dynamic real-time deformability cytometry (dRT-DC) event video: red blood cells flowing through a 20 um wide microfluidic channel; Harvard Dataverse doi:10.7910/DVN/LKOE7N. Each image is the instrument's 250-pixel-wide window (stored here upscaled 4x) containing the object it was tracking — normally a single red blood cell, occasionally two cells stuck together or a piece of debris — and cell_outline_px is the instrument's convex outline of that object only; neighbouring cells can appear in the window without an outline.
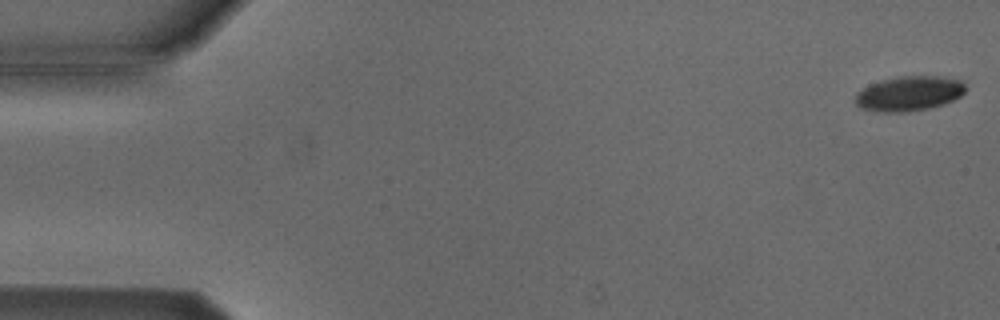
{"species": "Egyptian fruit bat (a non-hibernating species)", "species_latin": "Rousettus aegyptiacus", "temperature_condition": "cold", "stored_images_in_passage": 54, "camera_frame_rate_fps": 3000, "um_per_image_px": 0.085, "animal": {"sex": "male"}, "frame": {"image": 1, "passage_image": 1, "time_ms": 0.0, "image_size_px": [1000, 320], "cell_outline_px": [[964, 92], [960, 96], [944, 104], [928, 108], [904, 112], [880, 112], [860, 108], [856, 104], [856, 96], [864, 88], [880, 80], [900, 76], [940, 76], [960, 80], [964, 84]], "centroid_in_image_um": [77.28, 7.95], "position_along_channel_um": 7.7, "area_um2": 22.08}}
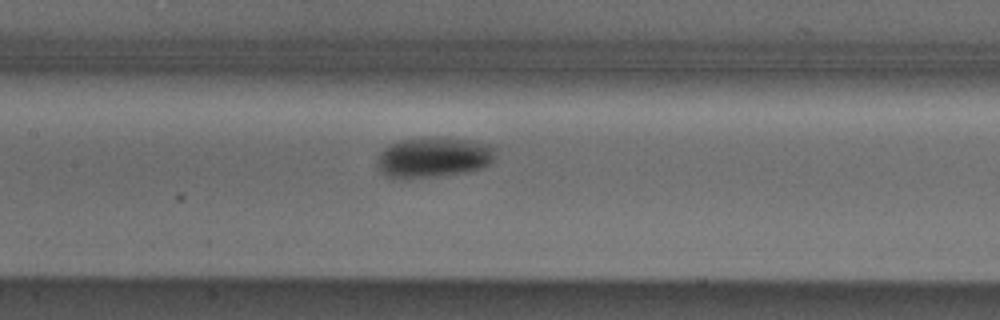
{"frame": {"image": 2, "passage_image": 25, "time_ms": 8.0, "image_size_px": [1000, 320], "cell_outline_px": [[496, 156], [492, 164], [484, 168], [436, 176], [400, 180], [384, 176], [380, 172], [376, 164], [376, 160], [380, 152], [388, 144], [400, 140], [432, 136], [448, 136], [472, 140], [488, 144], [496, 148]], "centroid_in_image_um": [36.83, 13.36], "position_along_channel_um": 170.6, "area_um2": 28.84}}
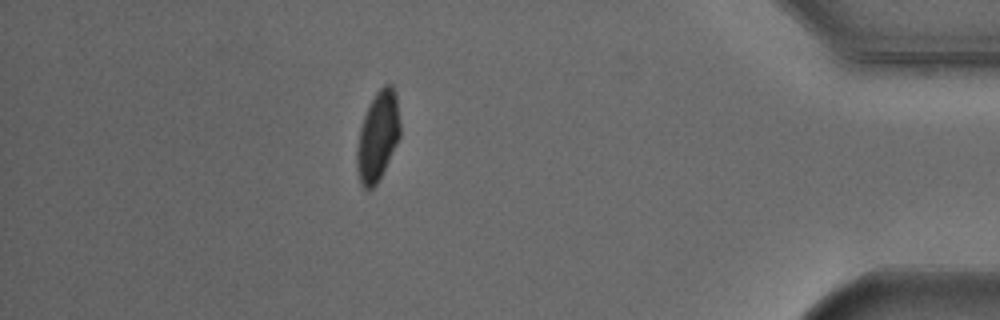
{"frame": {"image": 3, "passage_image": 47, "time_ms": 15.333, "image_size_px": [1000, 320], "cell_outline_px": [[400, 136], [376, 184], [372, 188], [364, 188], [360, 184], [356, 168], [356, 148], [360, 128], [364, 116], [376, 92], [384, 84], [392, 84], [396, 92], [400, 124]], "centroid_in_image_um": [32.1, 11.56], "position_along_channel_um": 403.1, "area_um2": 22.31}, "authors_computed_cell_mechanics": {"area_um2": 24.1315, "velocity_mm_per_s": 3.8192, "shape_relaxation_time_tau1_ms": 3.3093, "shape_relaxation_time_tau2_ms": null, "deformation_change_tau1": 0.0984, "deformation_change_tau2": null}}